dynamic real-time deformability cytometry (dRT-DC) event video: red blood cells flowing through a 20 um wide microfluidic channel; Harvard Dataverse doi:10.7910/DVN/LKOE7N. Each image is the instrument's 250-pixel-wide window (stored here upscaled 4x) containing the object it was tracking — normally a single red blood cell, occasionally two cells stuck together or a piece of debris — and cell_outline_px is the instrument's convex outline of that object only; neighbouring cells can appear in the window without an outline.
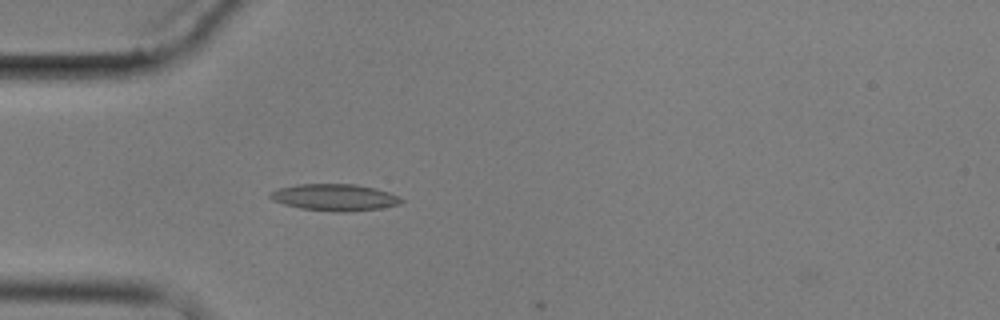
{"species": "common noctule bat (a hibernating species)", "species_latin": "Nyctalus noctula", "temperature_condition": "cold", "stored_images_in_passage": 5, "camera_frame_rate_fps": 3000, "um_per_image_px": 0.085, "animal": {"sex": "male", "body_mass_g": 17.9}, "frame": {"image": 1, "passage_image": 4, "time_ms": 4.333, "image_size_px": [1000, 320], "cell_outline_px": [[404, 200], [400, 204], [380, 208], [348, 212], [336, 212], [300, 208], [284, 204], [272, 200], [268, 196], [268, 192], [280, 188], [296, 184], [356, 184], [376, 188], [400, 196]], "centroid_in_image_um": [28.44, 16.77], "position_along_channel_um": 56.6, "area_um2": 20.58}}